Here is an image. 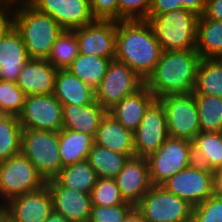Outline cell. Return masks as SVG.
I'll return each instance as SVG.
<instances>
[{
    "label": "cell",
    "instance_id": "cell-7",
    "mask_svg": "<svg viewBox=\"0 0 222 222\" xmlns=\"http://www.w3.org/2000/svg\"><path fill=\"white\" fill-rule=\"evenodd\" d=\"M146 159L152 185H161L168 178L194 163L193 144L186 139L169 137Z\"/></svg>",
    "mask_w": 222,
    "mask_h": 222
},
{
    "label": "cell",
    "instance_id": "cell-15",
    "mask_svg": "<svg viewBox=\"0 0 222 222\" xmlns=\"http://www.w3.org/2000/svg\"><path fill=\"white\" fill-rule=\"evenodd\" d=\"M73 31L80 54L115 58L117 21L95 20Z\"/></svg>",
    "mask_w": 222,
    "mask_h": 222
},
{
    "label": "cell",
    "instance_id": "cell-36",
    "mask_svg": "<svg viewBox=\"0 0 222 222\" xmlns=\"http://www.w3.org/2000/svg\"><path fill=\"white\" fill-rule=\"evenodd\" d=\"M90 195L92 206L129 204L124 201L115 179L111 178H97Z\"/></svg>",
    "mask_w": 222,
    "mask_h": 222
},
{
    "label": "cell",
    "instance_id": "cell-29",
    "mask_svg": "<svg viewBox=\"0 0 222 222\" xmlns=\"http://www.w3.org/2000/svg\"><path fill=\"white\" fill-rule=\"evenodd\" d=\"M193 93L222 98V58L200 60Z\"/></svg>",
    "mask_w": 222,
    "mask_h": 222
},
{
    "label": "cell",
    "instance_id": "cell-27",
    "mask_svg": "<svg viewBox=\"0 0 222 222\" xmlns=\"http://www.w3.org/2000/svg\"><path fill=\"white\" fill-rule=\"evenodd\" d=\"M195 50L201 59L222 58V21L199 16Z\"/></svg>",
    "mask_w": 222,
    "mask_h": 222
},
{
    "label": "cell",
    "instance_id": "cell-22",
    "mask_svg": "<svg viewBox=\"0 0 222 222\" xmlns=\"http://www.w3.org/2000/svg\"><path fill=\"white\" fill-rule=\"evenodd\" d=\"M53 95L62 105H89L95 101V90L67 69H59Z\"/></svg>",
    "mask_w": 222,
    "mask_h": 222
},
{
    "label": "cell",
    "instance_id": "cell-32",
    "mask_svg": "<svg viewBox=\"0 0 222 222\" xmlns=\"http://www.w3.org/2000/svg\"><path fill=\"white\" fill-rule=\"evenodd\" d=\"M201 132H222V98L194 94Z\"/></svg>",
    "mask_w": 222,
    "mask_h": 222
},
{
    "label": "cell",
    "instance_id": "cell-11",
    "mask_svg": "<svg viewBox=\"0 0 222 222\" xmlns=\"http://www.w3.org/2000/svg\"><path fill=\"white\" fill-rule=\"evenodd\" d=\"M161 186L194 207L213 195V171L193 163L168 178Z\"/></svg>",
    "mask_w": 222,
    "mask_h": 222
},
{
    "label": "cell",
    "instance_id": "cell-34",
    "mask_svg": "<svg viewBox=\"0 0 222 222\" xmlns=\"http://www.w3.org/2000/svg\"><path fill=\"white\" fill-rule=\"evenodd\" d=\"M78 55L79 45L75 32L63 30L46 60L58 70L67 69Z\"/></svg>",
    "mask_w": 222,
    "mask_h": 222
},
{
    "label": "cell",
    "instance_id": "cell-17",
    "mask_svg": "<svg viewBox=\"0 0 222 222\" xmlns=\"http://www.w3.org/2000/svg\"><path fill=\"white\" fill-rule=\"evenodd\" d=\"M114 179L124 201L134 207L153 186L147 159L138 156L130 157Z\"/></svg>",
    "mask_w": 222,
    "mask_h": 222
},
{
    "label": "cell",
    "instance_id": "cell-48",
    "mask_svg": "<svg viewBox=\"0 0 222 222\" xmlns=\"http://www.w3.org/2000/svg\"><path fill=\"white\" fill-rule=\"evenodd\" d=\"M9 221V212L6 203L0 202V222Z\"/></svg>",
    "mask_w": 222,
    "mask_h": 222
},
{
    "label": "cell",
    "instance_id": "cell-44",
    "mask_svg": "<svg viewBox=\"0 0 222 222\" xmlns=\"http://www.w3.org/2000/svg\"><path fill=\"white\" fill-rule=\"evenodd\" d=\"M206 0H179V9H186L202 16L205 10Z\"/></svg>",
    "mask_w": 222,
    "mask_h": 222
},
{
    "label": "cell",
    "instance_id": "cell-5",
    "mask_svg": "<svg viewBox=\"0 0 222 222\" xmlns=\"http://www.w3.org/2000/svg\"><path fill=\"white\" fill-rule=\"evenodd\" d=\"M45 182L54 179L62 168L59 132L23 129L21 151Z\"/></svg>",
    "mask_w": 222,
    "mask_h": 222
},
{
    "label": "cell",
    "instance_id": "cell-43",
    "mask_svg": "<svg viewBox=\"0 0 222 222\" xmlns=\"http://www.w3.org/2000/svg\"><path fill=\"white\" fill-rule=\"evenodd\" d=\"M203 16L207 19L222 21V0H206Z\"/></svg>",
    "mask_w": 222,
    "mask_h": 222
},
{
    "label": "cell",
    "instance_id": "cell-19",
    "mask_svg": "<svg viewBox=\"0 0 222 222\" xmlns=\"http://www.w3.org/2000/svg\"><path fill=\"white\" fill-rule=\"evenodd\" d=\"M57 71L46 59H29L19 73L16 85L26 96L53 94Z\"/></svg>",
    "mask_w": 222,
    "mask_h": 222
},
{
    "label": "cell",
    "instance_id": "cell-37",
    "mask_svg": "<svg viewBox=\"0 0 222 222\" xmlns=\"http://www.w3.org/2000/svg\"><path fill=\"white\" fill-rule=\"evenodd\" d=\"M191 222H222V198L213 194L194 206Z\"/></svg>",
    "mask_w": 222,
    "mask_h": 222
},
{
    "label": "cell",
    "instance_id": "cell-13",
    "mask_svg": "<svg viewBox=\"0 0 222 222\" xmlns=\"http://www.w3.org/2000/svg\"><path fill=\"white\" fill-rule=\"evenodd\" d=\"M19 122L23 129L59 132L63 128L62 104L53 94L26 96Z\"/></svg>",
    "mask_w": 222,
    "mask_h": 222
},
{
    "label": "cell",
    "instance_id": "cell-1",
    "mask_svg": "<svg viewBox=\"0 0 222 222\" xmlns=\"http://www.w3.org/2000/svg\"><path fill=\"white\" fill-rule=\"evenodd\" d=\"M162 48L147 20L117 21L115 59L144 81L154 72Z\"/></svg>",
    "mask_w": 222,
    "mask_h": 222
},
{
    "label": "cell",
    "instance_id": "cell-20",
    "mask_svg": "<svg viewBox=\"0 0 222 222\" xmlns=\"http://www.w3.org/2000/svg\"><path fill=\"white\" fill-rule=\"evenodd\" d=\"M29 59L20 33L12 26L0 38V80L16 82Z\"/></svg>",
    "mask_w": 222,
    "mask_h": 222
},
{
    "label": "cell",
    "instance_id": "cell-21",
    "mask_svg": "<svg viewBox=\"0 0 222 222\" xmlns=\"http://www.w3.org/2000/svg\"><path fill=\"white\" fill-rule=\"evenodd\" d=\"M94 144L127 155L135 156L133 132L126 129L109 112L101 119Z\"/></svg>",
    "mask_w": 222,
    "mask_h": 222
},
{
    "label": "cell",
    "instance_id": "cell-30",
    "mask_svg": "<svg viewBox=\"0 0 222 222\" xmlns=\"http://www.w3.org/2000/svg\"><path fill=\"white\" fill-rule=\"evenodd\" d=\"M113 59L115 58L89 56L79 53L67 70L93 90H96L106 74L110 61Z\"/></svg>",
    "mask_w": 222,
    "mask_h": 222
},
{
    "label": "cell",
    "instance_id": "cell-42",
    "mask_svg": "<svg viewBox=\"0 0 222 222\" xmlns=\"http://www.w3.org/2000/svg\"><path fill=\"white\" fill-rule=\"evenodd\" d=\"M179 9V0H152L148 16H158Z\"/></svg>",
    "mask_w": 222,
    "mask_h": 222
},
{
    "label": "cell",
    "instance_id": "cell-18",
    "mask_svg": "<svg viewBox=\"0 0 222 222\" xmlns=\"http://www.w3.org/2000/svg\"><path fill=\"white\" fill-rule=\"evenodd\" d=\"M52 196L53 210L69 222H89L91 195L62 187L55 179L46 182Z\"/></svg>",
    "mask_w": 222,
    "mask_h": 222
},
{
    "label": "cell",
    "instance_id": "cell-39",
    "mask_svg": "<svg viewBox=\"0 0 222 222\" xmlns=\"http://www.w3.org/2000/svg\"><path fill=\"white\" fill-rule=\"evenodd\" d=\"M152 0H119L118 21L146 20Z\"/></svg>",
    "mask_w": 222,
    "mask_h": 222
},
{
    "label": "cell",
    "instance_id": "cell-33",
    "mask_svg": "<svg viewBox=\"0 0 222 222\" xmlns=\"http://www.w3.org/2000/svg\"><path fill=\"white\" fill-rule=\"evenodd\" d=\"M22 130L19 117L0 116V162L20 153Z\"/></svg>",
    "mask_w": 222,
    "mask_h": 222
},
{
    "label": "cell",
    "instance_id": "cell-47",
    "mask_svg": "<svg viewBox=\"0 0 222 222\" xmlns=\"http://www.w3.org/2000/svg\"><path fill=\"white\" fill-rule=\"evenodd\" d=\"M44 222H69V221H67L62 215L53 210L49 214V216L44 220Z\"/></svg>",
    "mask_w": 222,
    "mask_h": 222
},
{
    "label": "cell",
    "instance_id": "cell-6",
    "mask_svg": "<svg viewBox=\"0 0 222 222\" xmlns=\"http://www.w3.org/2000/svg\"><path fill=\"white\" fill-rule=\"evenodd\" d=\"M135 208L145 222H191L192 219L193 206L161 185H153Z\"/></svg>",
    "mask_w": 222,
    "mask_h": 222
},
{
    "label": "cell",
    "instance_id": "cell-40",
    "mask_svg": "<svg viewBox=\"0 0 222 222\" xmlns=\"http://www.w3.org/2000/svg\"><path fill=\"white\" fill-rule=\"evenodd\" d=\"M119 0H90V8L95 20L118 21Z\"/></svg>",
    "mask_w": 222,
    "mask_h": 222
},
{
    "label": "cell",
    "instance_id": "cell-4",
    "mask_svg": "<svg viewBox=\"0 0 222 222\" xmlns=\"http://www.w3.org/2000/svg\"><path fill=\"white\" fill-rule=\"evenodd\" d=\"M199 15L177 9L158 16H148L155 37L162 51H182L195 49Z\"/></svg>",
    "mask_w": 222,
    "mask_h": 222
},
{
    "label": "cell",
    "instance_id": "cell-9",
    "mask_svg": "<svg viewBox=\"0 0 222 222\" xmlns=\"http://www.w3.org/2000/svg\"><path fill=\"white\" fill-rule=\"evenodd\" d=\"M144 85L145 81L137 73L125 63L113 59L95 90V101L109 112L123 98L137 92Z\"/></svg>",
    "mask_w": 222,
    "mask_h": 222
},
{
    "label": "cell",
    "instance_id": "cell-8",
    "mask_svg": "<svg viewBox=\"0 0 222 222\" xmlns=\"http://www.w3.org/2000/svg\"><path fill=\"white\" fill-rule=\"evenodd\" d=\"M46 182L21 152L0 162V202L35 191Z\"/></svg>",
    "mask_w": 222,
    "mask_h": 222
},
{
    "label": "cell",
    "instance_id": "cell-28",
    "mask_svg": "<svg viewBox=\"0 0 222 222\" xmlns=\"http://www.w3.org/2000/svg\"><path fill=\"white\" fill-rule=\"evenodd\" d=\"M95 170L88 160L80 161L70 166L62 167L54 178L62 187L91 194L97 181Z\"/></svg>",
    "mask_w": 222,
    "mask_h": 222
},
{
    "label": "cell",
    "instance_id": "cell-38",
    "mask_svg": "<svg viewBox=\"0 0 222 222\" xmlns=\"http://www.w3.org/2000/svg\"><path fill=\"white\" fill-rule=\"evenodd\" d=\"M133 208L132 204L92 206L89 222H123Z\"/></svg>",
    "mask_w": 222,
    "mask_h": 222
},
{
    "label": "cell",
    "instance_id": "cell-25",
    "mask_svg": "<svg viewBox=\"0 0 222 222\" xmlns=\"http://www.w3.org/2000/svg\"><path fill=\"white\" fill-rule=\"evenodd\" d=\"M94 137L82 132L62 128L59 131V153L62 167L88 159Z\"/></svg>",
    "mask_w": 222,
    "mask_h": 222
},
{
    "label": "cell",
    "instance_id": "cell-14",
    "mask_svg": "<svg viewBox=\"0 0 222 222\" xmlns=\"http://www.w3.org/2000/svg\"><path fill=\"white\" fill-rule=\"evenodd\" d=\"M39 12L51 16L63 30L73 31L95 21L90 0H27Z\"/></svg>",
    "mask_w": 222,
    "mask_h": 222
},
{
    "label": "cell",
    "instance_id": "cell-26",
    "mask_svg": "<svg viewBox=\"0 0 222 222\" xmlns=\"http://www.w3.org/2000/svg\"><path fill=\"white\" fill-rule=\"evenodd\" d=\"M192 144L194 163L211 171L222 168V132H200Z\"/></svg>",
    "mask_w": 222,
    "mask_h": 222
},
{
    "label": "cell",
    "instance_id": "cell-10",
    "mask_svg": "<svg viewBox=\"0 0 222 222\" xmlns=\"http://www.w3.org/2000/svg\"><path fill=\"white\" fill-rule=\"evenodd\" d=\"M159 100L165 108L169 137L192 142L201 132L194 93L172 94Z\"/></svg>",
    "mask_w": 222,
    "mask_h": 222
},
{
    "label": "cell",
    "instance_id": "cell-23",
    "mask_svg": "<svg viewBox=\"0 0 222 222\" xmlns=\"http://www.w3.org/2000/svg\"><path fill=\"white\" fill-rule=\"evenodd\" d=\"M155 100L154 95L144 85L137 92L123 98L109 113L126 129L137 130L146 109Z\"/></svg>",
    "mask_w": 222,
    "mask_h": 222
},
{
    "label": "cell",
    "instance_id": "cell-41",
    "mask_svg": "<svg viewBox=\"0 0 222 222\" xmlns=\"http://www.w3.org/2000/svg\"><path fill=\"white\" fill-rule=\"evenodd\" d=\"M13 0L0 2V38L13 26Z\"/></svg>",
    "mask_w": 222,
    "mask_h": 222
},
{
    "label": "cell",
    "instance_id": "cell-46",
    "mask_svg": "<svg viewBox=\"0 0 222 222\" xmlns=\"http://www.w3.org/2000/svg\"><path fill=\"white\" fill-rule=\"evenodd\" d=\"M123 222H145L141 213L134 207L126 216Z\"/></svg>",
    "mask_w": 222,
    "mask_h": 222
},
{
    "label": "cell",
    "instance_id": "cell-3",
    "mask_svg": "<svg viewBox=\"0 0 222 222\" xmlns=\"http://www.w3.org/2000/svg\"><path fill=\"white\" fill-rule=\"evenodd\" d=\"M13 26L20 33L30 59H47L63 29L27 0H13Z\"/></svg>",
    "mask_w": 222,
    "mask_h": 222
},
{
    "label": "cell",
    "instance_id": "cell-45",
    "mask_svg": "<svg viewBox=\"0 0 222 222\" xmlns=\"http://www.w3.org/2000/svg\"><path fill=\"white\" fill-rule=\"evenodd\" d=\"M213 194L222 198V168L213 171Z\"/></svg>",
    "mask_w": 222,
    "mask_h": 222
},
{
    "label": "cell",
    "instance_id": "cell-35",
    "mask_svg": "<svg viewBox=\"0 0 222 222\" xmlns=\"http://www.w3.org/2000/svg\"><path fill=\"white\" fill-rule=\"evenodd\" d=\"M25 99V93L16 85V82L0 80V112L2 115L19 117Z\"/></svg>",
    "mask_w": 222,
    "mask_h": 222
},
{
    "label": "cell",
    "instance_id": "cell-2",
    "mask_svg": "<svg viewBox=\"0 0 222 222\" xmlns=\"http://www.w3.org/2000/svg\"><path fill=\"white\" fill-rule=\"evenodd\" d=\"M200 60L201 57L195 49L162 51L160 60L145 85L155 99L172 94L191 93L195 87Z\"/></svg>",
    "mask_w": 222,
    "mask_h": 222
},
{
    "label": "cell",
    "instance_id": "cell-12",
    "mask_svg": "<svg viewBox=\"0 0 222 222\" xmlns=\"http://www.w3.org/2000/svg\"><path fill=\"white\" fill-rule=\"evenodd\" d=\"M133 138L135 156L143 158L155 153L169 138L165 108L159 99L146 109Z\"/></svg>",
    "mask_w": 222,
    "mask_h": 222
},
{
    "label": "cell",
    "instance_id": "cell-31",
    "mask_svg": "<svg viewBox=\"0 0 222 222\" xmlns=\"http://www.w3.org/2000/svg\"><path fill=\"white\" fill-rule=\"evenodd\" d=\"M128 159L129 157L125 154L94 144L87 160L98 178L114 179L123 169Z\"/></svg>",
    "mask_w": 222,
    "mask_h": 222
},
{
    "label": "cell",
    "instance_id": "cell-16",
    "mask_svg": "<svg viewBox=\"0 0 222 222\" xmlns=\"http://www.w3.org/2000/svg\"><path fill=\"white\" fill-rule=\"evenodd\" d=\"M6 205L11 222H44L53 211L52 196L47 184L10 199Z\"/></svg>",
    "mask_w": 222,
    "mask_h": 222
},
{
    "label": "cell",
    "instance_id": "cell-24",
    "mask_svg": "<svg viewBox=\"0 0 222 222\" xmlns=\"http://www.w3.org/2000/svg\"><path fill=\"white\" fill-rule=\"evenodd\" d=\"M107 111L94 101L89 105H62L63 128L95 137L101 119Z\"/></svg>",
    "mask_w": 222,
    "mask_h": 222
}]
</instances>
